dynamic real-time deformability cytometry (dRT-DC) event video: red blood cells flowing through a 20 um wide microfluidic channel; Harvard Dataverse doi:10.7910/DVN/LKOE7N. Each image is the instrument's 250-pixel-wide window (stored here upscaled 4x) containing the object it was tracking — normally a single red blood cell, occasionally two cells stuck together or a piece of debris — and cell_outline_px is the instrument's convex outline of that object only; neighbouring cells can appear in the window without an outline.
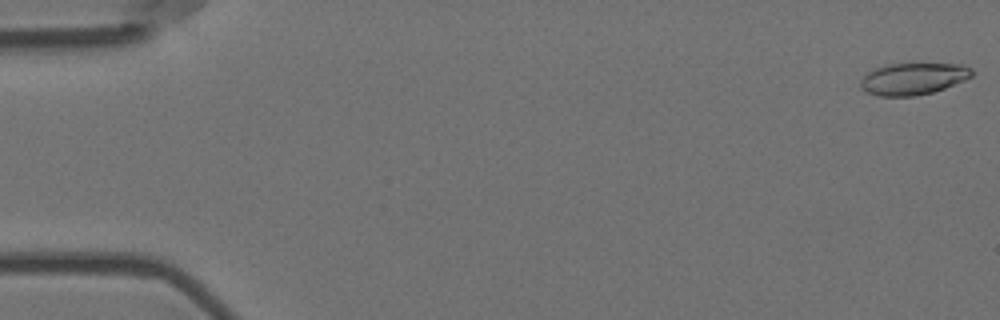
{"species": "Egyptian fruit bat (a non-hibernating species)", "species_latin": "Rousettus aegyptiacus", "temperature_condition": "room temperature", "stored_images_in_passage": 10, "camera_frame_rate_fps": 3000, "um_per_image_px": 0.085, "animal": {"sex": "female"}, "frame": {"image": 1, "passage_image": 1, "time_ms": 0.0, "image_size_px": [1000, 320], "cell_outline_px": [[972, 76], [964, 80], [944, 88], [932, 92], [916, 96], [880, 96], [864, 92], [860, 88], [860, 80], [872, 68], [888, 64], [964, 64], [972, 68]], "centroid_in_image_um": [77.58, 6.69], "position_along_channel_um": 7.4, "area_um2": 20.75}}
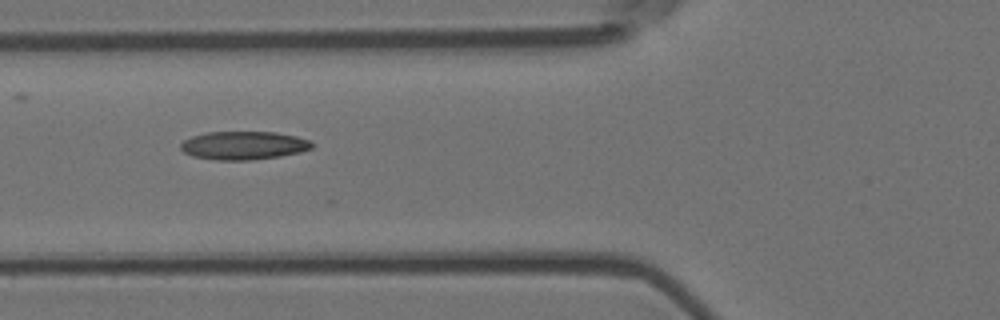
{"frame": {"image": 2, "passage_image": 7, "time_ms": 2.0, "image_size_px": [1000, 320], "cell_outline_px": [[312, 148], [300, 152], [280, 156], [252, 160], [216, 160], [192, 156], [184, 152], [180, 148], [180, 144], [184, 140], [192, 136], [208, 132], [276, 132], [296, 136], [312, 140]], "centroid_in_image_um": [20.71, 12.36], "position_along_channel_um": 105.1, "area_um2": 21.73}}
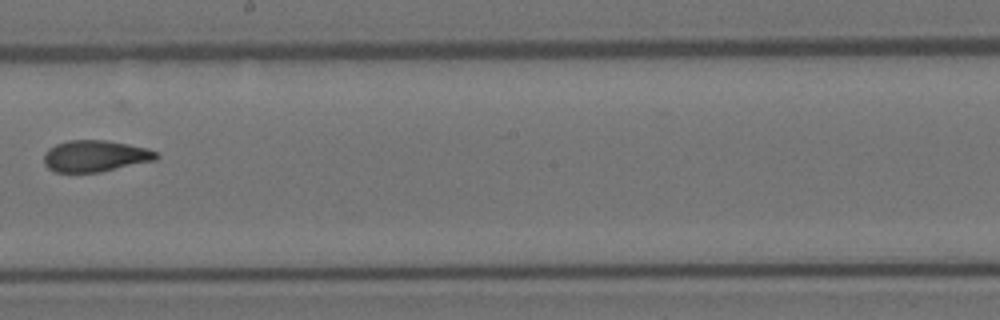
{"frame": {"image": 3, "passage_image": 10, "time_ms": 3.0, "image_size_px": [1000, 320], "cell_outline_px": [[160, 156], [156, 160], [100, 172], [56, 172], [48, 168], [44, 164], [44, 152], [48, 148], [56, 144], [68, 140], [104, 140], [128, 144], [148, 148], [156, 152]], "centroid_in_image_um": [8.09, 13.26], "position_along_channel_um": 240.1, "area_um2": 20.69}}